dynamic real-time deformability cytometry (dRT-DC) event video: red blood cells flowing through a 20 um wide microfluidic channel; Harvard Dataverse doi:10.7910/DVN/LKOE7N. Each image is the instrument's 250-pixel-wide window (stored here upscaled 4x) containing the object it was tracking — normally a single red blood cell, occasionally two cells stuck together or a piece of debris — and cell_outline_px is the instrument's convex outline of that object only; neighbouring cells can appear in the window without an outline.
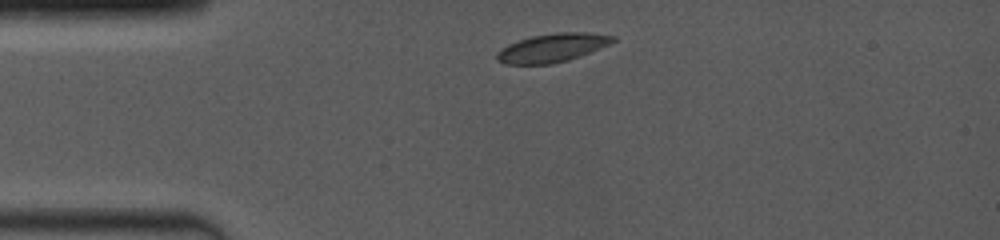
{"species": "common noctule bat (a hibernating species)", "species_latin": "Nyctalus noctula", "temperature_condition": "room temperature", "stored_images_in_passage": 28, "camera_frame_rate_fps": 4000, "um_per_image_px": 0.085, "animal": {"sex": "female", "body_mass_g": 19.0, "forearm_length_mm": 53.3}, "frame": {"image": 1, "passage_image": 1, "time_ms": 0.0, "image_size_px": [1000, 240], "cell_outline_px": [[616, 40], [600, 48], [580, 56], [568, 60], [552, 64], [504, 64], [496, 60], [496, 52], [500, 48], [508, 44], [532, 36], [556, 32], [584, 32], [616, 36]], "centroid_in_image_um": [46.91, 4.07], "position_along_channel_um": 38.1, "area_um2": 19.31}}
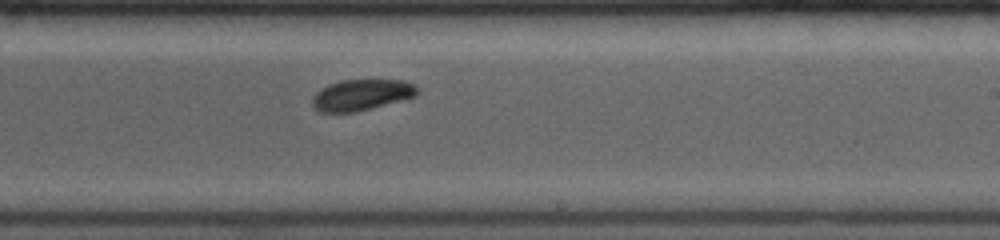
{"frame": {"image": 2, "passage_image": 16, "time_ms": 6.25, "image_size_px": [1000, 240], "cell_outline_px": [[420, 92], [416, 96], [356, 112], [320, 112], [312, 104], [312, 96], [316, 92], [328, 84], [340, 80], [404, 80], [416, 84], [420, 88]], "centroid_in_image_um": [30.76, 8.05], "position_along_channel_um": 258.2, "area_um2": 19.13}}
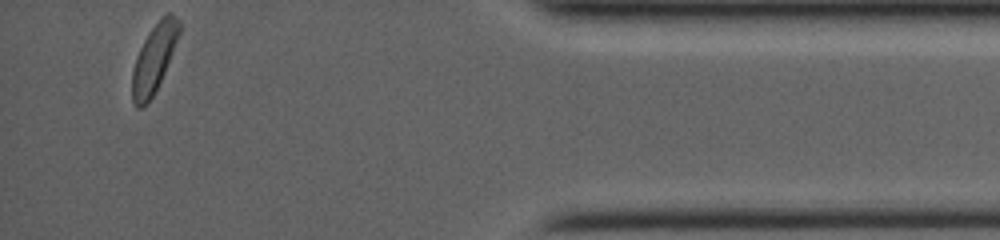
{"frame": {"image": 3, "passage_image": 28, "time_ms": 11.25, "image_size_px": [1000, 240], "cell_outline_px": [[180, 32], [164, 72], [148, 104], [140, 108], [136, 108], [132, 100], [132, 68], [136, 56], [148, 32], [160, 16], [164, 12], [172, 12], [180, 20]], "centroid_in_image_um": [13.08, 4.92], "position_along_channel_um": 422.1, "area_um2": 18.73}, "authors_computed_cell_mechanics": {"area_um2": 19.3341, "velocity_mm_per_s": 4.0391, "shape_relaxation_time_tau1_ms": 1.7251, "shape_relaxation_time_tau2_ms": null, "deformation_change_tau1": 0.0644, "deformation_change_tau2": null}}